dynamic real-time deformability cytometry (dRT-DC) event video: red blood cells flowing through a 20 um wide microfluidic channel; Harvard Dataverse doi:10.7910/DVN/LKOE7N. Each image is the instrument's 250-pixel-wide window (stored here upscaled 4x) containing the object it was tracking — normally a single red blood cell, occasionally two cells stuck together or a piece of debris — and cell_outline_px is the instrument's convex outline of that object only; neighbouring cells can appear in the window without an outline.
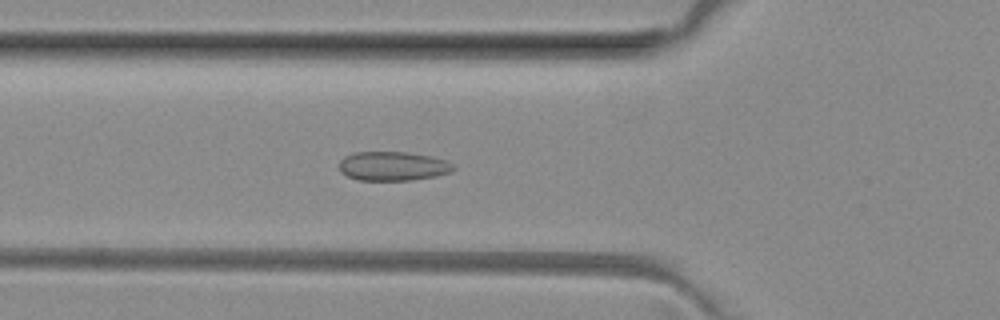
{"species": "common noctule bat (a hibernating species)", "species_latin": "Nyctalus noctula", "temperature_condition": "room temperature", "stored_images_in_passage": 49, "camera_frame_rate_fps": 3000, "um_per_image_px": 0.085, "animal": {"sex": "female", "body_mass_g": 29.2, "forearm_length_mm": 56.3}, "frame": {"image": 1, "passage_image": 16, "time_ms": 5.0, "image_size_px": [1000, 320], "cell_outline_px": [[456, 168], [452, 172], [436, 176], [412, 180], [360, 180], [348, 176], [340, 172], [340, 160], [344, 156], [352, 152], [408, 152], [428, 156], [444, 160], [456, 164]], "centroid_in_image_um": [33.41, 14.12], "position_along_channel_um": 92.4, "area_um2": 19.48}}
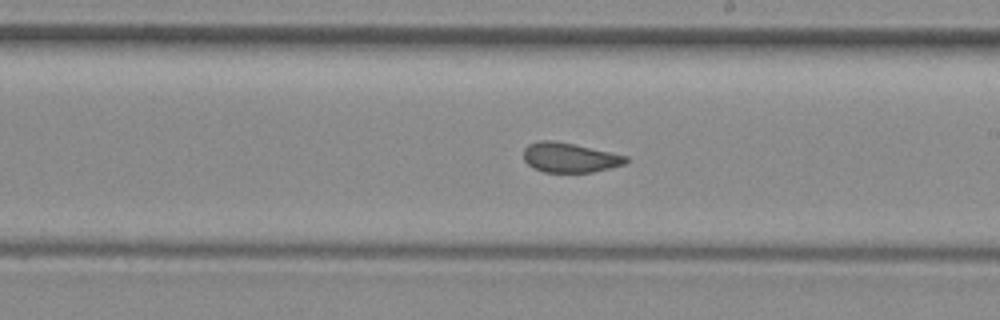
{"frame": {"image": 2, "passage_image": 27, "time_ms": 8.667, "image_size_px": [1000, 320], "cell_outline_px": [[628, 160], [624, 164], [592, 172], [544, 172], [532, 168], [524, 160], [524, 148], [528, 144], [540, 140], [552, 140], [576, 144], [628, 156]], "centroid_in_image_um": [48.4, 13.38], "position_along_channel_um": 240.6, "area_um2": 17.74}}
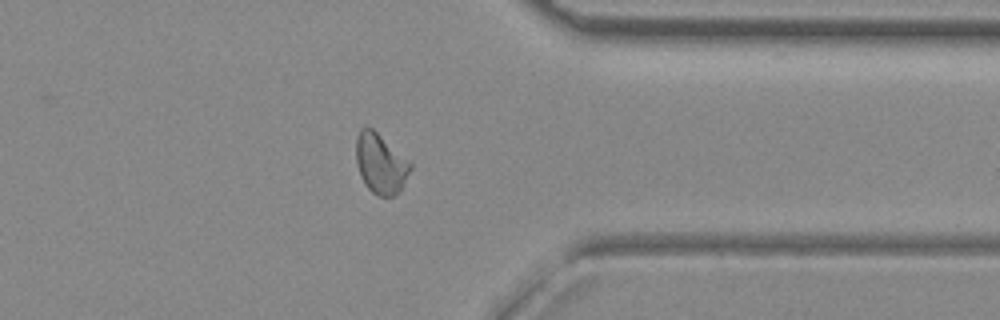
{"frame": {"image": 3, "passage_image": 38, "time_ms": 12.333, "image_size_px": [1000, 320], "cell_outline_px": [[412, 168], [400, 188], [392, 196], [376, 196], [364, 184], [360, 176], [356, 164], [356, 136], [360, 128], [372, 128], [408, 160], [412, 164]], "centroid_in_image_um": [32.31, 13.9], "position_along_channel_um": 379.1, "area_um2": 18.73}, "authors_computed_cell_mechanics": {"area_um2": 18.7272, "velocity_mm_per_s": 4.0417, "shape_relaxation_time_tau1_ms": null, "shape_relaxation_time_tau2_ms": 1.0619, "deformation_change_tau1": null, "deformation_change_tau2": 0.046}}